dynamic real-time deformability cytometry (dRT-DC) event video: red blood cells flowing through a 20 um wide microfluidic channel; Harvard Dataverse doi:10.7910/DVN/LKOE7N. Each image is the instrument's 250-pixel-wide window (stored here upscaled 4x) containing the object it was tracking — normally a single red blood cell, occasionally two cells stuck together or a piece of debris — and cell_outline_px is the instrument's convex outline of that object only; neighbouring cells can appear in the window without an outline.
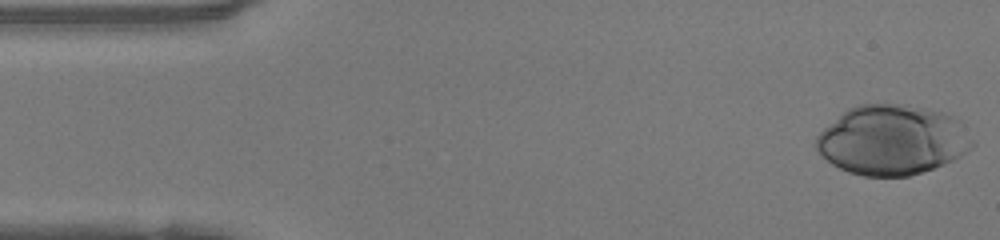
{"species": "human", "species_latin": "Homo sapiens", "temperature_condition": "warm", "stored_images_in_passage": 47, "camera_frame_rate_fps": 3000, "um_per_image_px": 0.085, "donor": {"sex": "female"}, "frame": {"image": 1, "passage_image": 1, "time_ms": 0.0, "image_size_px": [1000, 240], "cell_outline_px": [[976, 144], [972, 148], [960, 156], [952, 160], [932, 168], [908, 176], [864, 176], [848, 172], [832, 164], [816, 148], [816, 136], [824, 128], [848, 108], [856, 104], [908, 104], [944, 112], [960, 120]], "centroid_in_image_um": [75.87, 11.88], "position_along_channel_um": 9.1, "area_um2": 63.52}}
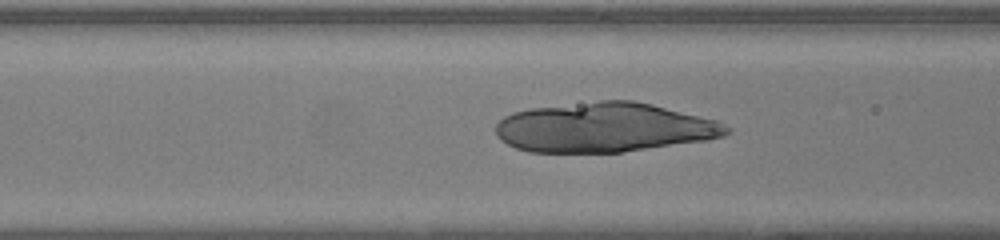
{"frame": {"image": 2, "passage_image": 17, "time_ms": 5.333, "image_size_px": [1000, 240], "cell_outline_px": [[732, 132], [724, 136], [708, 140], [620, 152], [528, 152], [516, 148], [500, 140], [496, 136], [496, 124], [504, 116], [512, 112], [532, 108], [600, 100], [632, 100], [652, 104], [716, 120], [732, 128]], "centroid_in_image_um": [51.37, 10.83], "position_along_channel_um": 115.2, "area_um2": 66.7}}
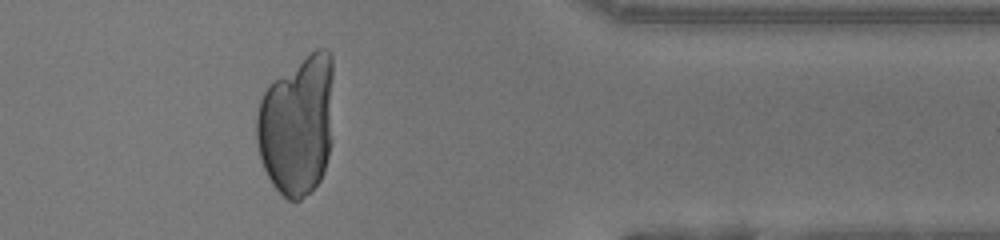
{"frame": {"image": 3, "passage_image": 38, "time_ms": 12.333, "image_size_px": [1000, 240], "cell_outline_px": [[332, 76], [328, 156], [324, 172], [320, 180], [300, 200], [288, 200], [272, 184], [260, 160], [256, 144], [256, 116], [260, 100], [268, 84], [316, 48], [324, 48], [332, 56]], "centroid_in_image_um": [25.21, 10.63], "position_along_channel_um": 386.2, "area_um2": 62.37}}